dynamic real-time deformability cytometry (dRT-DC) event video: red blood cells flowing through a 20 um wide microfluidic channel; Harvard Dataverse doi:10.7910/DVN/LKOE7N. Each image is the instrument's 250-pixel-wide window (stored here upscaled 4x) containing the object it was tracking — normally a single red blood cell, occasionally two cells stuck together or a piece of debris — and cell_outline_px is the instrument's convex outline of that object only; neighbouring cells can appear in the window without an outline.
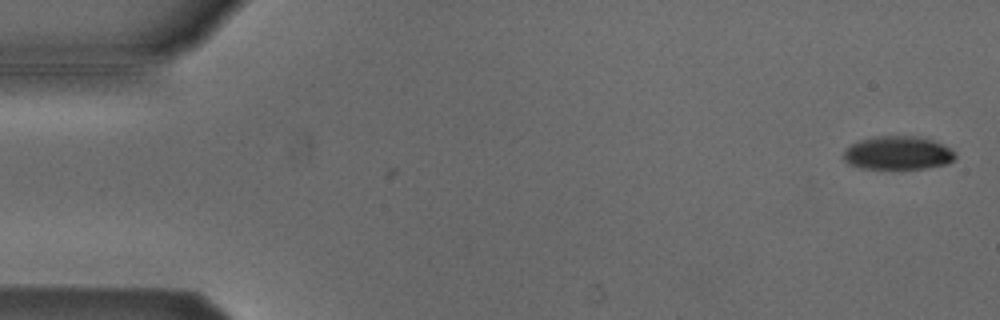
{"species": "Egyptian fruit bat (a non-hibernating species)", "species_latin": "Rousettus aegyptiacus", "temperature_condition": "cold", "stored_images_in_passage": 3, "camera_frame_rate_fps": 3000, "um_per_image_px": 0.085, "animal": {"sex": "male"}, "frame": {"image": 1, "passage_image": 1, "time_ms": 0.0, "image_size_px": [1000, 320], "cell_outline_px": [[956, 156], [948, 164], [928, 168], [860, 168], [848, 164], [844, 160], [844, 148], [860, 140], [876, 136], [912, 136], [932, 140], [948, 148]], "centroid_in_image_um": [76.27, 13.01], "position_along_channel_um": 8.7, "area_um2": 21.5}}